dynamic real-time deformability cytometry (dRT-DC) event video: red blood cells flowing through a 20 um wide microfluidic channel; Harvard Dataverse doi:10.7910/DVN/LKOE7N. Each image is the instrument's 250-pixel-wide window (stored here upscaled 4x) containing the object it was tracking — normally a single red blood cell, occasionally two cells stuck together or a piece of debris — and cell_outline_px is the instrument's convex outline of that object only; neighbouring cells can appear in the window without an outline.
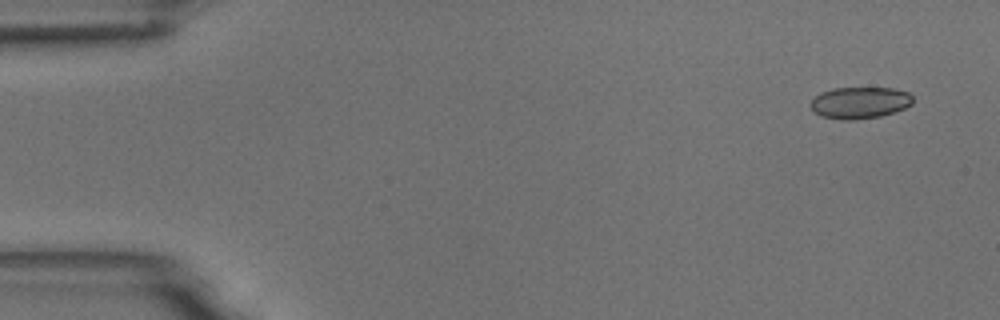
{"species": "common noctule bat (a hibernating species)", "species_latin": "Nyctalus noctula", "temperature_condition": "room temperature", "stored_images_in_passage": 8, "camera_frame_rate_fps": 3000, "um_per_image_px": 0.085, "animal": {"sex": "male", "body_mass_g": 18.8}, "frame": {"image": 1, "passage_image": 1, "time_ms": 0.0, "image_size_px": [1000, 320], "cell_outline_px": [[912, 104], [904, 108], [880, 116], [852, 120], [840, 120], [820, 116], [808, 104], [820, 92], [832, 88], [892, 88], [908, 92], [912, 96]], "centroid_in_image_um": [73.05, 8.73], "position_along_channel_um": 12.0, "area_um2": 18.84}}
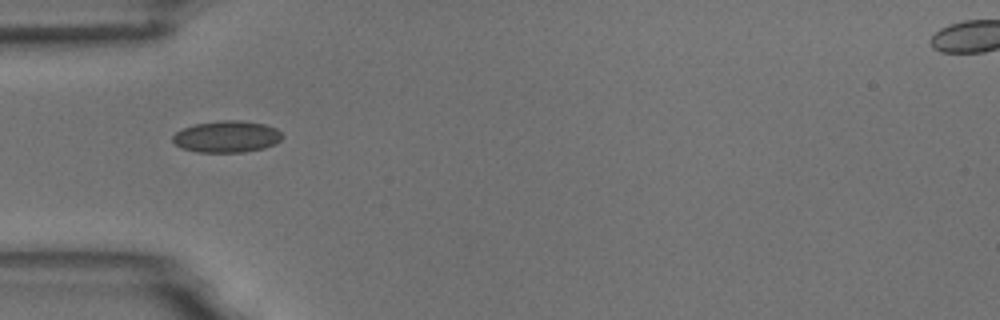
{"frame": {"image": 2, "passage_image": 5, "time_ms": 4.667, "image_size_px": [1000, 320], "cell_outline_px": [[284, 136], [276, 144], [264, 148], [244, 152], [196, 152], [180, 148], [172, 140], [172, 136], [176, 132], [184, 128], [196, 124], [220, 120], [240, 120], [264, 124], [276, 128]], "centroid_in_image_um": [19.28, 11.62], "position_along_channel_um": 65.7, "area_um2": 20.29}}